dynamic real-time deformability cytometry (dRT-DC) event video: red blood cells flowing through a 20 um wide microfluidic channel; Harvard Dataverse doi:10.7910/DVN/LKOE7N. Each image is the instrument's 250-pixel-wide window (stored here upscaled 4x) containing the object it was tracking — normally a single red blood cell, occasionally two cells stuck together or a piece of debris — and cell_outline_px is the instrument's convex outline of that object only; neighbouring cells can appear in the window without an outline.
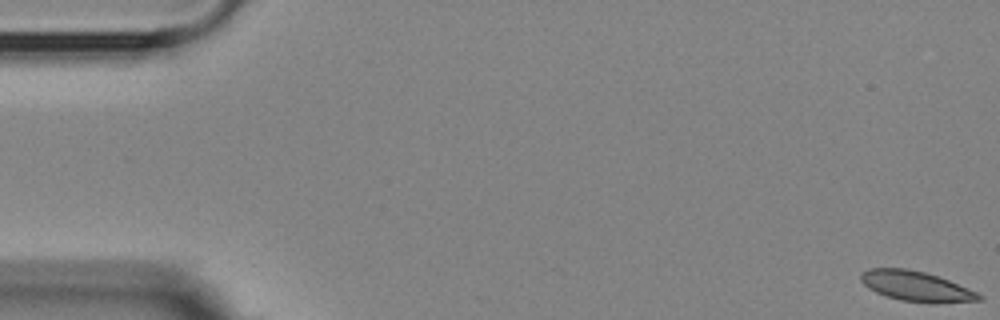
{"species": "Egyptian fruit bat (a non-hibernating species)", "species_latin": "Rousettus aegyptiacus", "temperature_condition": "room temperature", "stored_images_in_passage": 6, "camera_frame_rate_fps": 3000, "um_per_image_px": 0.085, "animal": {"sex": "female"}, "frame": {"image": 1, "passage_image": 1, "time_ms": 0.0, "image_size_px": [1000, 320], "cell_outline_px": [[984, 296], [980, 300], [936, 304], [932, 304], [900, 300], [884, 296], [868, 288], [860, 280], [860, 272], [868, 268], [908, 268], [924, 272], [948, 280], [968, 288]], "centroid_in_image_um": [77.84, 24.34], "position_along_channel_um": 7.2, "area_um2": 20.92}}